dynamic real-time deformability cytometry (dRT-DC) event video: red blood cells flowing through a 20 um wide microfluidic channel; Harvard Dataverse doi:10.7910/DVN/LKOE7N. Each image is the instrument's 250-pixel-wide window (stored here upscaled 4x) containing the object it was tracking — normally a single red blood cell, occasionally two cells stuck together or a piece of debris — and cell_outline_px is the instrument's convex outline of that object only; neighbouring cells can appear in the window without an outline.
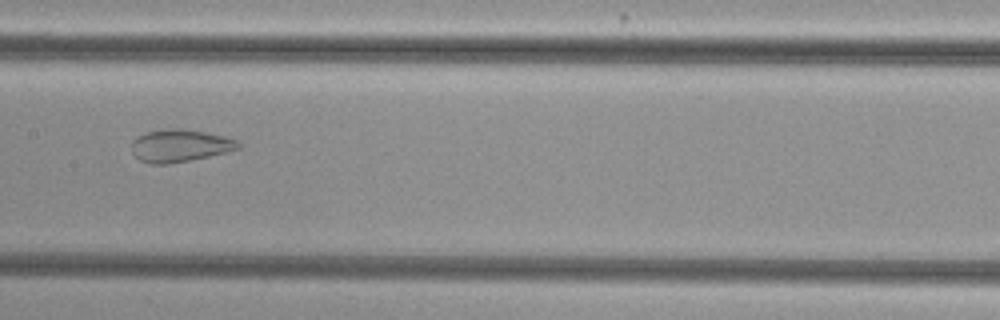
{"species": "common noctule bat (a hibernating species)", "species_latin": "Nyctalus noctula", "temperature_condition": "cold", "stored_images_in_passage": 40, "camera_frame_rate_fps": 3000, "um_per_image_px": 0.085, "animal": {"sex": "female", "body_mass_g": 29.2, "forearm_length_mm": 56.3}, "frame": {"image": 1, "passage_image": 14, "time_ms": 4.333, "image_size_px": [1000, 320], "cell_outline_px": [[240, 148], [208, 156], [168, 164], [152, 164], [140, 160], [132, 152], [132, 144], [136, 136], [148, 132], [172, 128], [180, 128], [204, 132], [224, 136], [236, 140], [240, 144]], "centroid_in_image_um": [15.27, 12.38], "position_along_channel_um": 192.1, "area_um2": 19.83}}
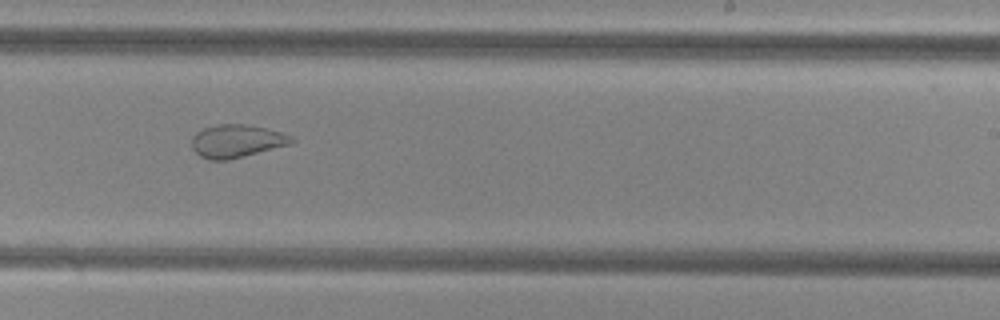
{"frame": {"image": 2, "passage_image": 20, "time_ms": 6.333, "image_size_px": [1000, 320], "cell_outline_px": [[296, 140], [292, 144], [228, 160], [208, 160], [200, 156], [192, 148], [192, 136], [196, 132], [204, 128], [216, 124], [248, 124], [268, 128], [292, 136]], "centroid_in_image_um": [20.13, 11.98], "position_along_channel_um": 268.9, "area_um2": 19.36}}
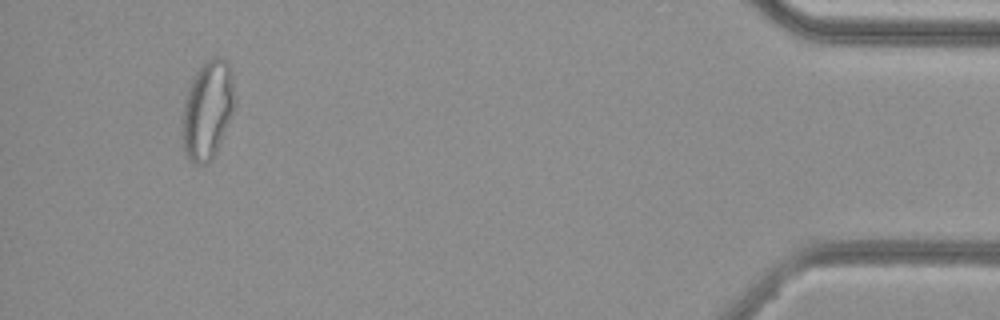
{"frame": {"image": 3, "passage_image": 37, "time_ms": 12.0, "image_size_px": [1000, 320], "cell_outline_px": [[232, 112], [216, 152], [208, 164], [196, 164], [188, 160], [184, 148], [180, 124], [184, 104], [188, 88], [196, 72], [212, 56], [224, 56], [228, 60], [232, 72]], "centroid_in_image_um": [17.6, 9.34], "position_along_channel_um": 417.6, "area_um2": 29.82}, "authors_computed_cell_mechanics": {"area_um2": 24.9407, "velocity_mm_per_s": 3.8466, "shape_relaxation_time_tau1_ms": null, "shape_relaxation_time_tau2_ms": 1.4061, "deformation_change_tau1": null, "deformation_change_tau2": 0.0765}}